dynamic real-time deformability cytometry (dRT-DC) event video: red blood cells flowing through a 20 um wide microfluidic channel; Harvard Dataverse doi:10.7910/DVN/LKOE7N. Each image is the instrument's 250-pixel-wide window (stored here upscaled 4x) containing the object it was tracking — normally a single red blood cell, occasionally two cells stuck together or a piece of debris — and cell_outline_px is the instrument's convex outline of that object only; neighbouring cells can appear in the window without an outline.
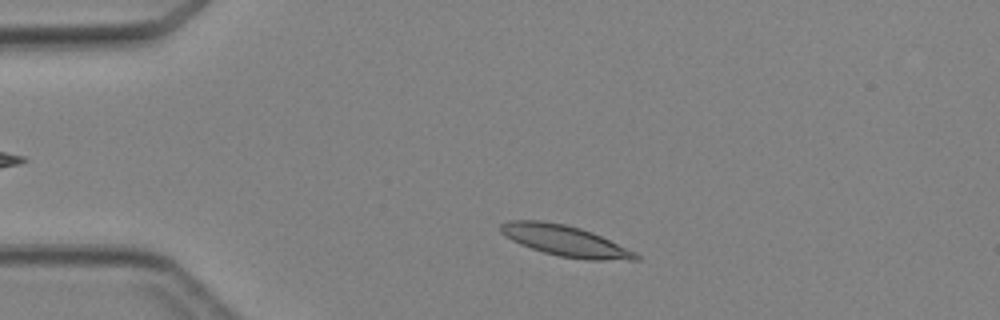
{"species": "Egyptian fruit bat (a non-hibernating species)", "species_latin": "Rousettus aegyptiacus", "temperature_condition": "cold", "stored_images_in_passage": 41, "camera_frame_rate_fps": 3000, "um_per_image_px": 0.085, "animal": {"sex": "female"}, "frame": {"image": 1, "passage_image": 5, "time_ms": 1.333, "image_size_px": [1000, 320], "cell_outline_px": [[640, 260], [588, 260], [560, 256], [544, 252], [520, 244], [512, 240], [500, 232], [500, 224], [508, 220], [540, 220], [564, 224], [580, 228], [592, 232], [636, 252], [640, 256]], "centroid_in_image_um": [48.04, 20.46], "position_along_channel_um": 37.0, "area_um2": 24.16}}
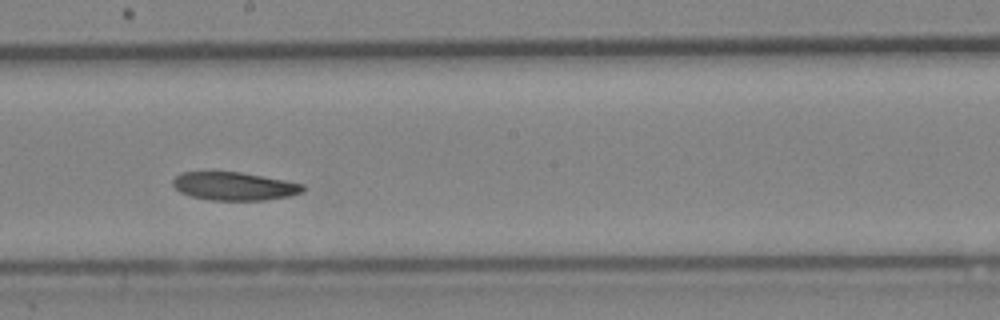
{"frame": {"image": 2, "passage_image": 21, "time_ms": 6.667, "image_size_px": [1000, 320], "cell_outline_px": [[304, 192], [288, 196], [264, 200], [208, 200], [192, 196], [180, 192], [172, 184], [172, 180], [180, 172], [240, 172], [284, 180], [304, 184]], "centroid_in_image_um": [19.9, 15.83], "position_along_channel_um": 228.3, "area_um2": 21.27}}
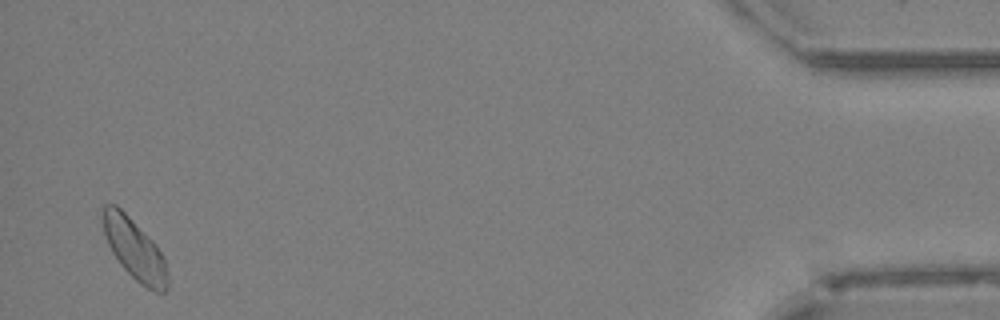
{"frame": {"image": 3, "passage_image": 40, "time_ms": 13.0, "image_size_px": [1000, 320], "cell_outline_px": [[168, 288], [164, 292], [156, 292], [140, 284], [120, 264], [112, 252], [108, 244], [104, 232], [100, 216], [104, 204], [116, 204], [156, 244], [164, 256], [168, 276]], "centroid_in_image_um": [11.43, 21.18], "position_along_channel_um": 423.8, "area_um2": 22.95}}